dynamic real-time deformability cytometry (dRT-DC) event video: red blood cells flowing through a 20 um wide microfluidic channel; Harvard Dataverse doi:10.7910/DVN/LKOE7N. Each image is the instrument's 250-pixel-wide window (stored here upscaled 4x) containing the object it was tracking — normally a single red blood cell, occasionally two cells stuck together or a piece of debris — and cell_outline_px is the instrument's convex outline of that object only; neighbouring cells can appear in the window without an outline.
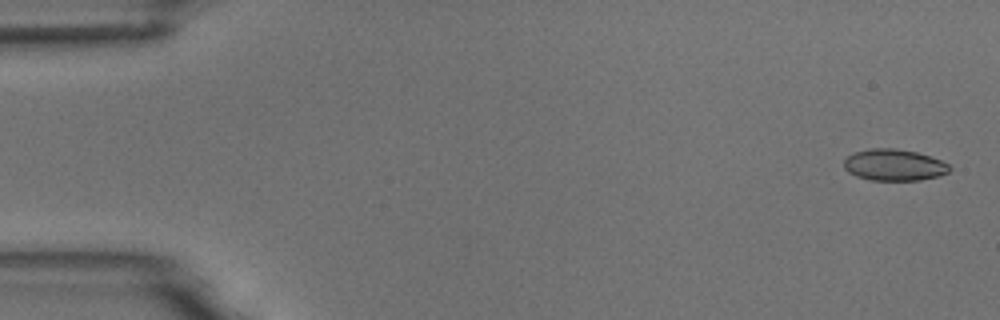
{"species": "common noctule bat (a hibernating species)", "species_latin": "Nyctalus noctula", "temperature_condition": "room temperature", "stored_images_in_passage": 51, "camera_frame_rate_fps": 3000, "um_per_image_px": 0.085, "animal": {"sex": "male", "body_mass_g": 18.8}, "frame": {"image": 1, "passage_image": 2, "time_ms": 0.333, "image_size_px": [1000, 320], "cell_outline_px": [[952, 168], [948, 172], [940, 176], [920, 180], [872, 180], [856, 176], [848, 172], [844, 168], [844, 160], [852, 152], [872, 148], [896, 148], [916, 152], [940, 160], [948, 164]], "centroid_in_image_um": [75.98, 14.02], "position_along_channel_um": 9.0, "area_um2": 19.42}}
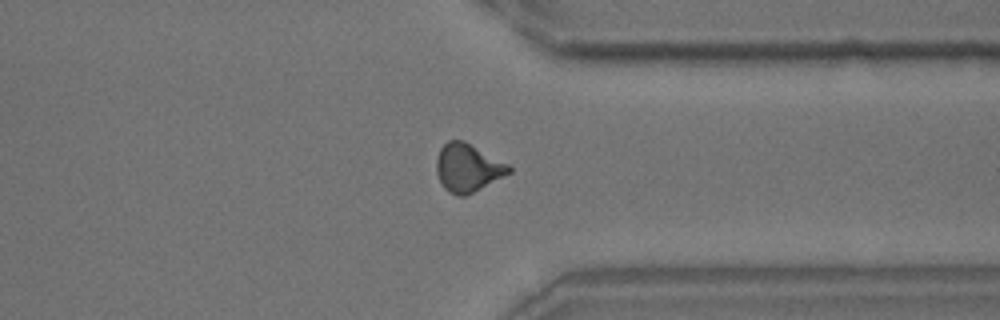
{"frame": {"image": 2, "passage_image": 42, "time_ms": 13.667, "image_size_px": [1000, 320], "cell_outline_px": [[512, 172], [464, 196], [456, 196], [448, 192], [444, 188], [436, 172], [436, 160], [440, 148], [448, 140], [464, 140], [508, 164], [512, 168]], "centroid_in_image_um": [39.74, 14.25], "position_along_channel_um": 371.7, "area_um2": 20.17}}
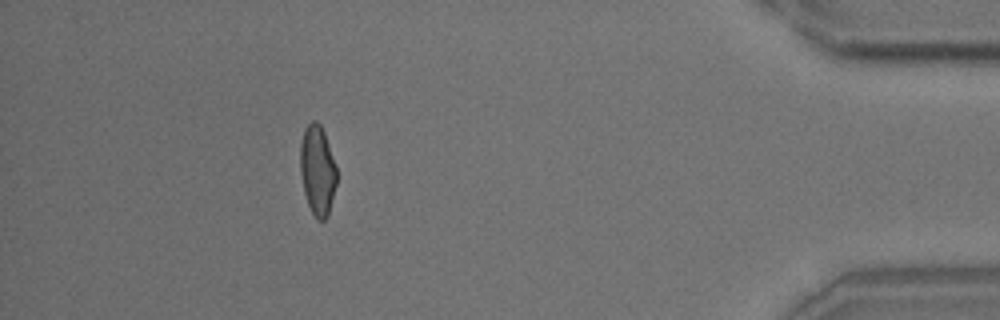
{"frame": {"image": 3, "passage_image": 49, "time_ms": 16.0, "image_size_px": [1000, 320], "cell_outline_px": [[336, 184], [328, 216], [324, 220], [316, 220], [308, 204], [304, 192], [300, 172], [300, 144], [304, 128], [312, 120], [316, 120], [320, 124], [324, 132], [336, 164]], "centroid_in_image_um": [26.98, 14.46], "position_along_channel_um": 408.2, "area_um2": 19.19}}